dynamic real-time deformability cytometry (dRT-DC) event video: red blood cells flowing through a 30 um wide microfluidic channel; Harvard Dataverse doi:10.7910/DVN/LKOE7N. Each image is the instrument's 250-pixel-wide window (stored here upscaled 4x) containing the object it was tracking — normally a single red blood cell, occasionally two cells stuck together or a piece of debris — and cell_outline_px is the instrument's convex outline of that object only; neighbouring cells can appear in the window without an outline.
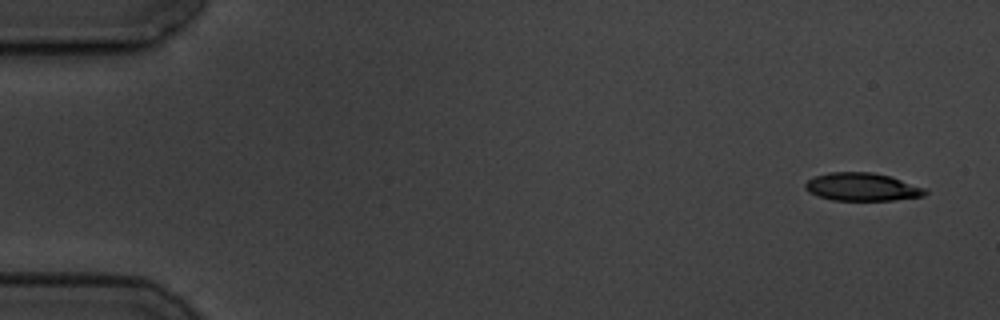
{"species": "common noctule bat (a hibernating species)", "species_latin": "Nyctalus noctula", "temperature_condition": "cold", "stored_images_in_passage": 3, "camera_frame_rate_fps": 3000, "um_per_image_px": 0.085, "animal": {"sex": "male", "body_mass_g": 19.5, "forearm_length_mm": 54.6}, "frame": {"image": 1, "passage_image": 1, "time_ms": 0.0, "image_size_px": [1000, 320], "cell_outline_px": [[928, 192], [924, 196], [892, 200], [832, 200], [816, 196], [808, 192], [804, 188], [804, 184], [808, 180], [816, 176], [828, 172], [872, 172], [888, 176], [928, 188]], "centroid_in_image_um": [73.27, 15.89], "position_along_channel_um": 11.7, "area_um2": 19.65}}